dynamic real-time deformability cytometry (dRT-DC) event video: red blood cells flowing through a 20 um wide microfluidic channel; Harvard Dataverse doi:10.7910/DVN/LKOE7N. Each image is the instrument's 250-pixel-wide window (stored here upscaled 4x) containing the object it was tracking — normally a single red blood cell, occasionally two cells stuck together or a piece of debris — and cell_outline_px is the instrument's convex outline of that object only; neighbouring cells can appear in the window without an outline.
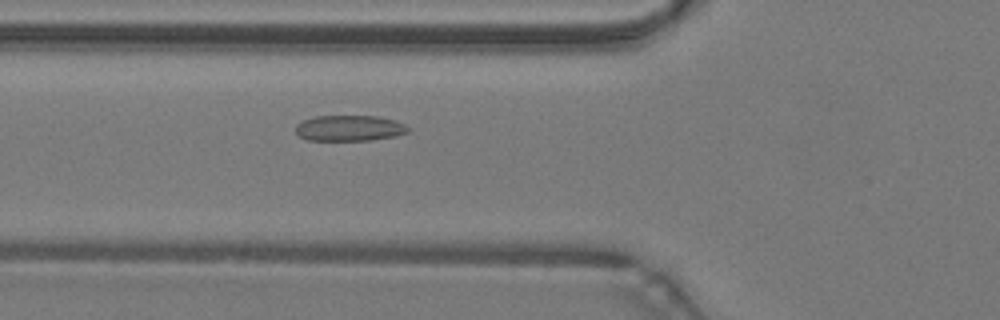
{"species": "common noctule bat (a hibernating species)", "species_latin": "Nyctalus noctula", "temperature_condition": "warm", "stored_images_in_passage": 45, "camera_frame_rate_fps": 3000, "um_per_image_px": 0.085, "animal": {"sex": "male", "body_mass_g": 19.2, "forearm_length_mm": 51.8}, "frame": {"image": 1, "passage_image": 15, "time_ms": 4.667, "image_size_px": [1000, 320], "cell_outline_px": [[412, 128], [408, 132], [396, 136], [372, 140], [304, 140], [296, 132], [296, 124], [304, 120], [316, 116], [380, 116], [396, 120]], "centroid_in_image_um": [29.74, 10.89], "position_along_channel_um": 96.1, "area_um2": 17.05}}
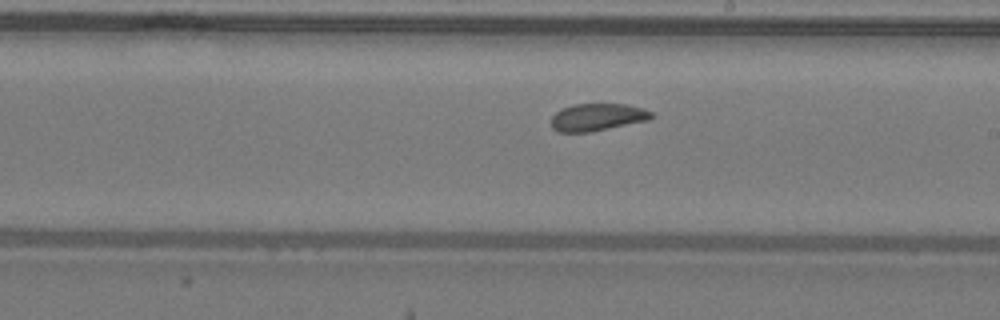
{"frame": {"image": 2, "passage_image": 25, "time_ms": 8.0, "image_size_px": [1000, 320], "cell_outline_px": [[652, 116], [648, 120], [588, 132], [556, 132], [552, 128], [552, 116], [560, 108], [572, 104], [624, 104], [644, 108], [652, 112]], "centroid_in_image_um": [50.73, 9.95], "position_along_channel_um": 238.3, "area_um2": 15.9}}
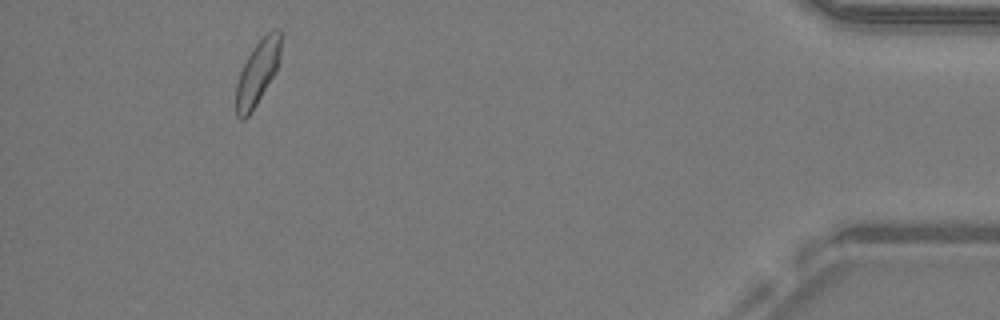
{"frame": {"image": 3, "passage_image": 42, "time_ms": 13.667, "image_size_px": [1000, 320], "cell_outline_px": [[280, 56], [276, 72], [252, 112], [244, 120], [240, 120], [236, 116], [236, 84], [240, 72], [248, 56], [256, 44], [272, 28], [280, 28]], "centroid_in_image_um": [21.89, 6.21], "position_along_channel_um": 413.3, "area_um2": 16.76}, "authors_computed_cell_mechanics": {"area_um2": 17.051, "velocity_mm_per_s": 4.2549, "shape_relaxation_time_tau1_ms": 4.5382, "shape_relaxation_time_tau2_ms": 3.2024, "deformation_change_tau1": 0.1001, "deformation_change_tau2": 0.0741}}